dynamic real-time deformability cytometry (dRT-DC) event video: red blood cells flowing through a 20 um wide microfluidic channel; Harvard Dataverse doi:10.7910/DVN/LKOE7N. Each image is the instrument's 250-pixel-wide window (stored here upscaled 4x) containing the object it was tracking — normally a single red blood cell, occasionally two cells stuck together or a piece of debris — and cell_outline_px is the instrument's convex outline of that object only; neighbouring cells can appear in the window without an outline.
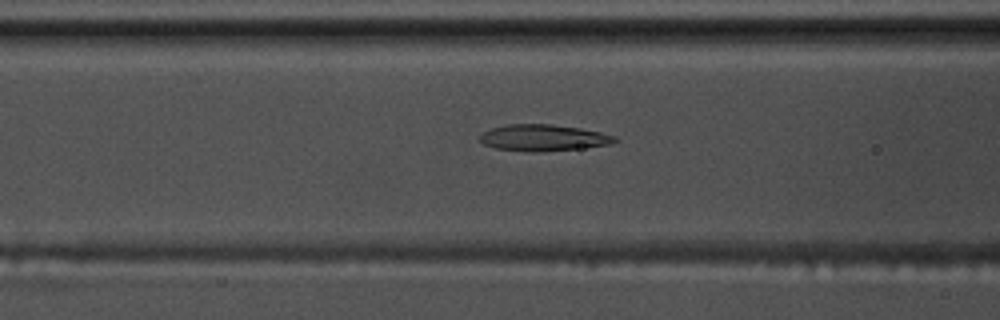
{"species": "common noctule bat (a hibernating species)", "species_latin": "Nyctalus noctula", "temperature_condition": "warm", "stored_images_in_passage": 55, "camera_frame_rate_fps": 3000, "um_per_image_px": 0.085, "animal": {"sex": "male", "body_mass_g": 17.5, "forearm_length_mm": 52.3}, "frame": {"image": 1, "passage_image": 22, "time_ms": 7.0, "image_size_px": [1000, 320], "cell_outline_px": [[620, 140], [612, 144], [540, 152], [536, 152], [496, 148], [484, 144], [480, 140], [480, 136], [484, 132], [492, 128], [508, 124], [552, 124], [580, 128], [600, 132], [616, 136]], "centroid_in_image_um": [46.22, 11.7], "position_along_channel_um": 120.4, "area_um2": 20.58}}
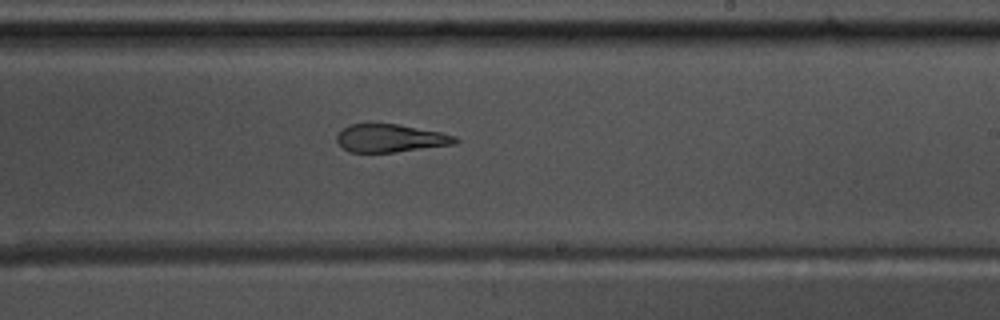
{"frame": {"image": 2, "passage_image": 33, "time_ms": 10.667, "image_size_px": [1000, 320], "cell_outline_px": [[460, 140], [456, 144], [396, 152], [348, 152], [336, 140], [336, 136], [348, 124], [396, 124], [440, 132], [456, 136]], "centroid_in_image_um": [33.21, 11.75], "position_along_channel_um": 255.8, "area_um2": 19.19}}
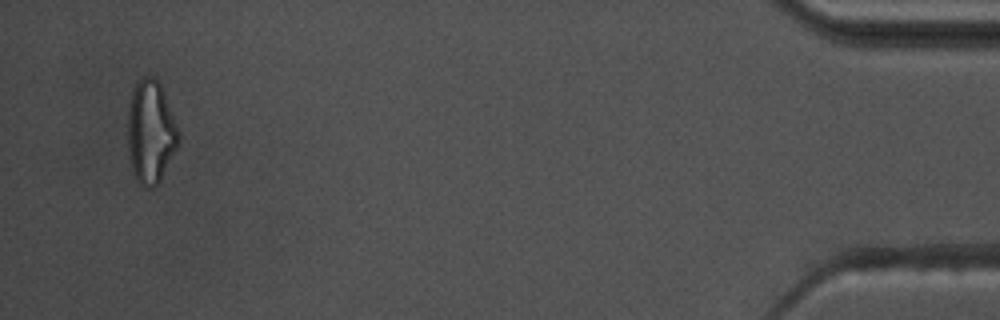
{"frame": {"image": 3, "passage_image": 53, "time_ms": 17.333, "image_size_px": [1000, 320], "cell_outline_px": [[180, 144], [160, 180], [152, 188], [144, 188], [136, 180], [132, 172], [128, 156], [128, 108], [132, 88], [136, 80], [144, 76], [152, 76], [160, 84], [180, 132]], "centroid_in_image_um": [12.8, 11.23], "position_along_channel_um": 422.4, "area_um2": 30.98}, "authors_computed_cell_mechanics": {"area_um2": 21.7328, "velocity_mm_per_s": 3.7052, "shape_relaxation_time_tau1_ms": null, "shape_relaxation_time_tau2_ms": 2.6745, "deformation_change_tau1": null, "deformation_change_tau2": 0.131}}